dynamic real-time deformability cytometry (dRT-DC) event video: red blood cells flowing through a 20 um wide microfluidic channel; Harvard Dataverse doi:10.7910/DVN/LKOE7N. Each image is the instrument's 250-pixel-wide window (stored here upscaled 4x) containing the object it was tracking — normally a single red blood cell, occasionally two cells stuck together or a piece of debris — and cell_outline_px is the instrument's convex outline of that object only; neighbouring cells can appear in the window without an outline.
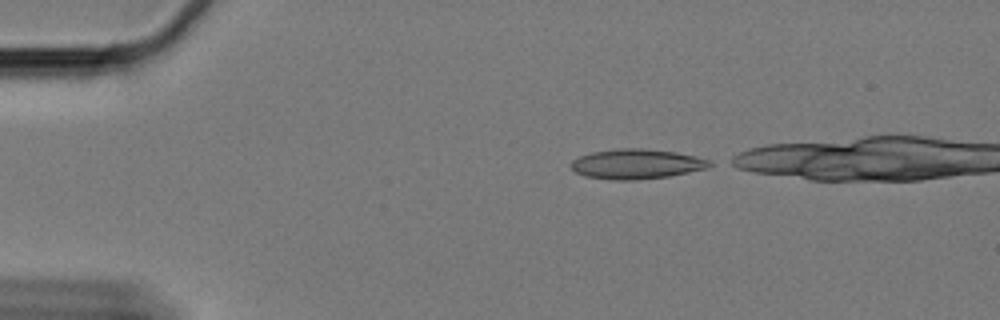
{"species": "Egyptian fruit bat (a non-hibernating species)", "species_latin": "Rousettus aegyptiacus", "temperature_condition": "cold", "stored_images_in_passage": 40, "camera_frame_rate_fps": 3000, "um_per_image_px": 0.085, "animal": {"sex": "female"}, "frame": {"image": 1, "passage_image": 1, "time_ms": 0.0, "image_size_px": [1000, 320], "cell_outline_px": [[716, 164], [708, 168], [668, 176], [632, 180], [612, 180], [584, 176], [576, 172], [572, 168], [572, 160], [580, 156], [592, 152], [620, 148], [640, 148], [676, 152], [696, 156], [708, 160]], "centroid_in_image_um": [54.12, 13.94], "position_along_channel_um": 30.9, "area_um2": 24.04}}
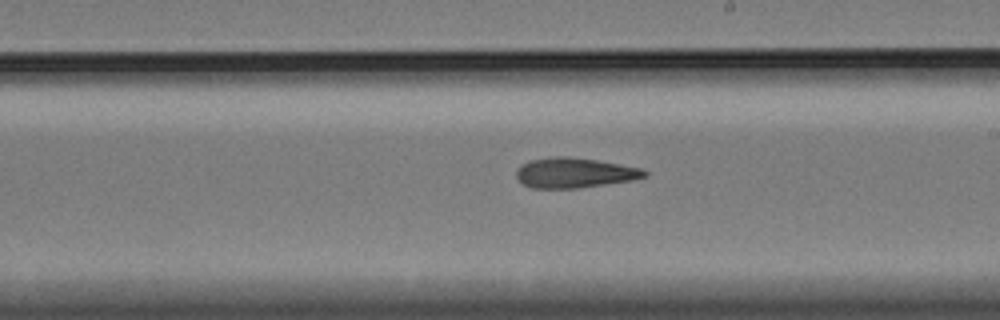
{"frame": {"image": 2, "passage_image": 25, "time_ms": 8.0, "image_size_px": [1000, 320], "cell_outline_px": [[648, 176], [632, 180], [576, 188], [532, 188], [520, 184], [516, 176], [516, 172], [524, 164], [532, 160], [556, 156], [568, 156], [596, 160], [640, 168], [648, 172]], "centroid_in_image_um": [48.82, 14.7], "position_along_channel_um": 240.2, "area_um2": 22.2}}
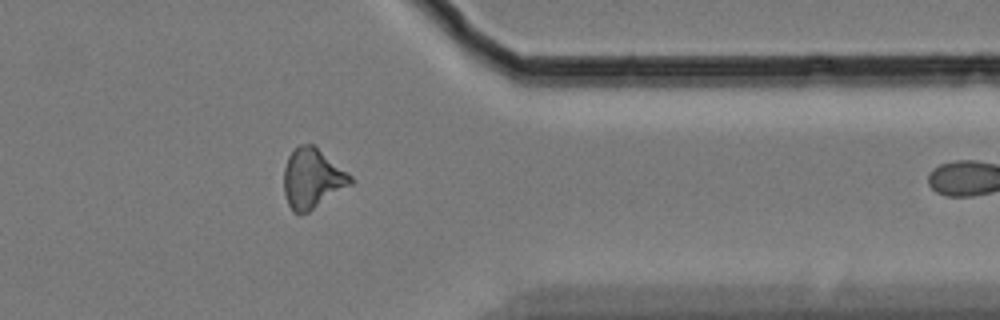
{"frame": {"image": 3, "passage_image": 39, "time_ms": 12.667, "image_size_px": [1000, 320], "cell_outline_px": [[352, 184], [308, 212], [300, 216], [292, 212], [288, 204], [284, 192], [284, 168], [288, 156], [300, 144], [312, 144], [348, 172], [352, 176]], "centroid_in_image_um": [26.53, 15.2], "position_along_channel_um": 384.9, "area_um2": 23.12}}